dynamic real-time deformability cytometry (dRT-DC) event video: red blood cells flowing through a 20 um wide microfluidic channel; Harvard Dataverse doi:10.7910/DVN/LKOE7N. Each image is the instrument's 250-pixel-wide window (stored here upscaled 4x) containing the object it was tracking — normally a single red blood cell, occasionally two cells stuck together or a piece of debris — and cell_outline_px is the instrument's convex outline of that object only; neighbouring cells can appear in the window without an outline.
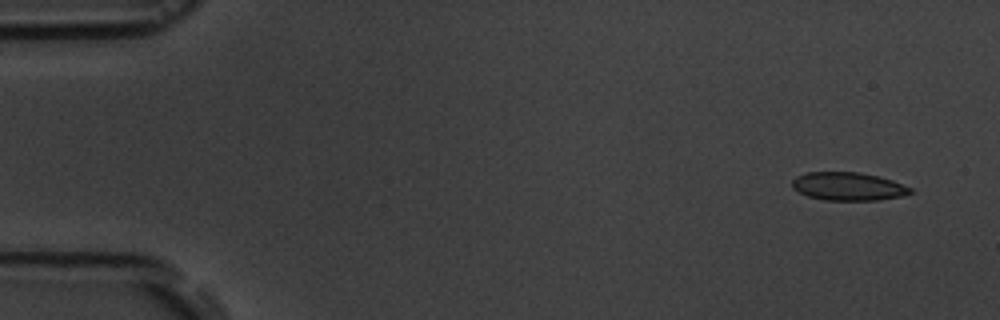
{"species": "common noctule bat (a hibernating species)", "species_latin": "Nyctalus noctula", "temperature_condition": "room temperature", "stored_images_in_passage": 4, "camera_frame_rate_fps": 3000, "um_per_image_px": 0.085, "animal": {"sex": "male", "body_mass_g": 19.5, "forearm_length_mm": 54.6}, "frame": {"image": 1, "passage_image": 1, "time_ms": 0.0, "image_size_px": [1000, 320], "cell_outline_px": [[912, 192], [904, 196], [876, 200], [824, 200], [808, 196], [792, 188], [792, 180], [796, 176], [808, 172], [860, 172], [892, 180], [912, 188]], "centroid_in_image_um": [72.09, 15.84], "position_along_channel_um": 12.9, "area_um2": 19.36}}
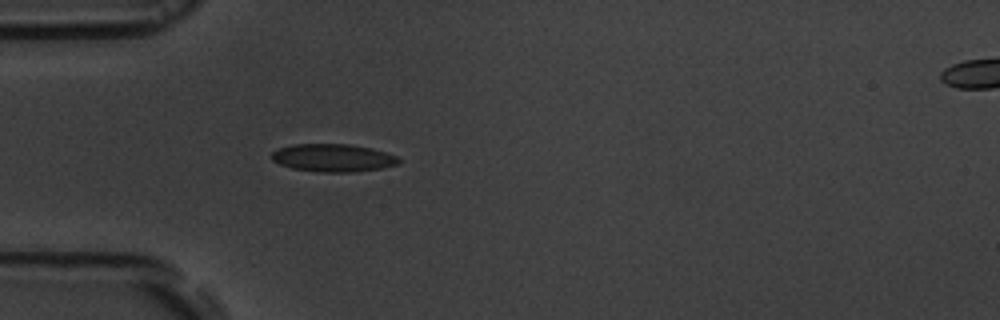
{"frame": {"image": 2, "passage_image": 4, "time_ms": 4.333, "image_size_px": [1000, 320], "cell_outline_px": [[400, 164], [380, 168], [352, 172], [316, 172], [292, 168], [280, 164], [272, 160], [272, 152], [280, 148], [292, 144], [348, 144], [372, 148], [396, 156], [400, 160]], "centroid_in_image_um": [28.3, 13.42], "position_along_channel_um": 56.7, "area_um2": 20.52}}